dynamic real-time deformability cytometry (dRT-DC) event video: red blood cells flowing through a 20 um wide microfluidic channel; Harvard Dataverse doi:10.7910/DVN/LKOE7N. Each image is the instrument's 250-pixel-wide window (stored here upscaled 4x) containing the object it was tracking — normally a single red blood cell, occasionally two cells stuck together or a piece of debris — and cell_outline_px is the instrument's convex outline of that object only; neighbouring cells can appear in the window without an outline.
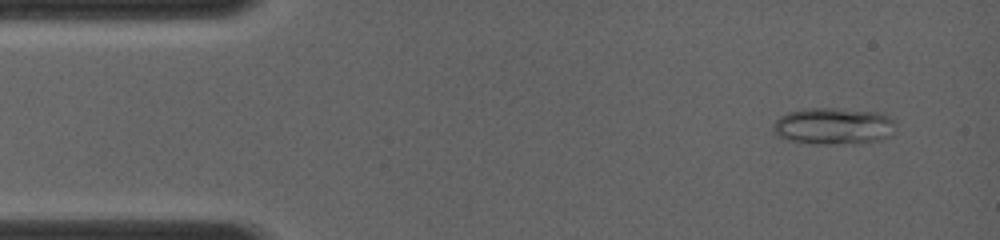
{"species": "common noctule bat (a hibernating species)", "species_latin": "Nyctalus noctula", "temperature_condition": "room temperature", "stored_images_in_passage": 7, "camera_frame_rate_fps": 4000, "um_per_image_px": 0.085, "animal": {"sex": "female", "body_mass_g": 19.0, "forearm_length_mm": 56.7}, "frame": {"image": 1, "passage_image": 2, "time_ms": 0.75, "image_size_px": [1000, 240], "cell_outline_px": [[896, 124], [892, 136], [880, 140], [860, 144], [812, 144], [788, 140], [780, 136], [772, 128], [772, 124], [780, 116], [788, 112], [812, 108], [836, 108], [884, 112]], "centroid_in_image_um": [70.91, 10.73], "position_along_channel_um": 14.1, "area_um2": 26.7}}
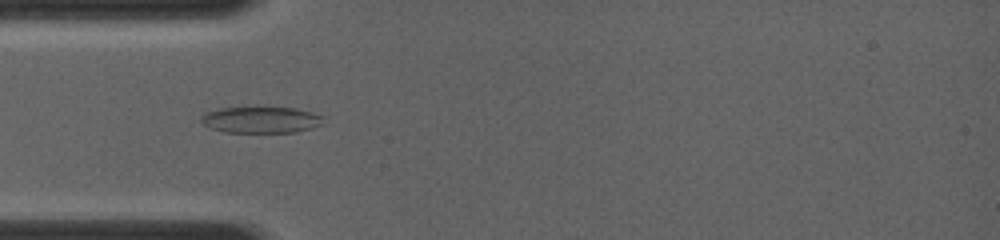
{"frame": {"image": 2, "passage_image": 6, "time_ms": 3.75, "image_size_px": [1000, 240], "cell_outline_px": [[328, 116], [324, 124], [312, 128], [296, 132], [228, 132], [212, 128], [204, 124], [200, 120], [200, 116], [204, 112], [220, 108], [256, 104], [296, 108]], "centroid_in_image_um": [22.25, 10.12], "position_along_channel_um": 62.8, "area_um2": 20.0}}